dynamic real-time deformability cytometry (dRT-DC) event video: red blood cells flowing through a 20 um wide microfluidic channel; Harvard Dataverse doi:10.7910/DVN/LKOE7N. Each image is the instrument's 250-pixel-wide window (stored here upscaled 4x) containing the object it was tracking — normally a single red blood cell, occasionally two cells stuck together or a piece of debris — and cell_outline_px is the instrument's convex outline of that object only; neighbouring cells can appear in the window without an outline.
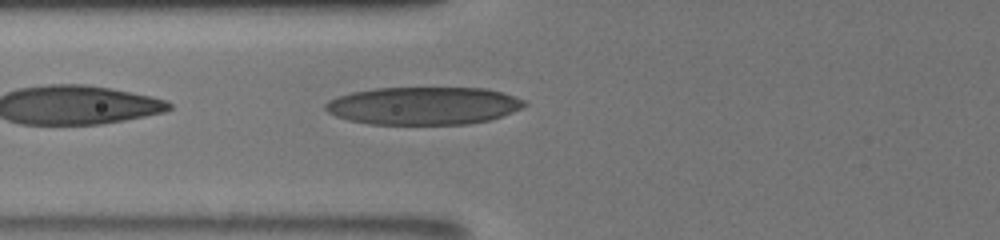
{"species": "human", "species_latin": "Homo sapiens", "temperature_condition": "room temperature", "stored_images_in_passage": 17, "camera_frame_rate_fps": 3000, "um_per_image_px": 0.085, "donor": {"sex": "male"}, "frame": {"image": 1, "passage_image": 17, "time_ms": 8.333, "image_size_px": [1000, 240], "cell_outline_px": [[528, 104], [512, 112], [488, 120], [464, 124], [368, 124], [336, 116], [328, 112], [324, 108], [324, 104], [328, 100], [336, 96], [352, 92], [376, 88], [484, 88], [500, 92], [524, 100]], "centroid_in_image_um": [35.95, 8.98], "position_along_channel_um": 89.9, "area_um2": 43.52}}